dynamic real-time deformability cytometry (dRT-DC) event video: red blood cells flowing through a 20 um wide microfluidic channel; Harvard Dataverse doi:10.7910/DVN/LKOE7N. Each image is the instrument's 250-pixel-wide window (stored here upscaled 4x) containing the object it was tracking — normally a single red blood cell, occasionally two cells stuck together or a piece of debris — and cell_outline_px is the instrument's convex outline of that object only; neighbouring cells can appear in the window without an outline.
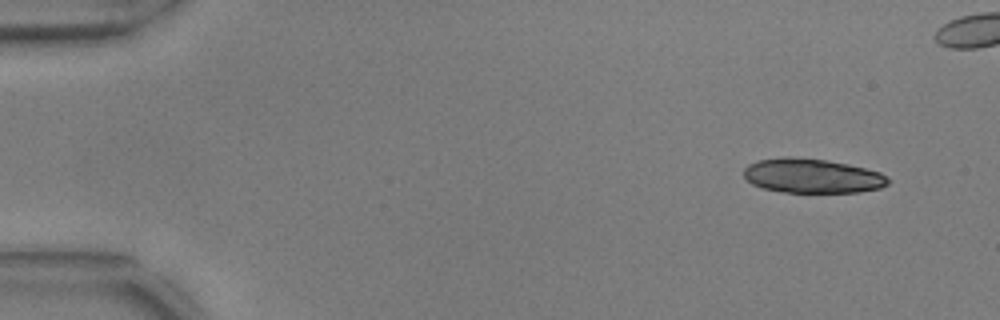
{"species": "common noctule bat (a hibernating species)", "species_latin": "Nyctalus noctula", "temperature_condition": "warm", "stored_images_in_passage": 27, "camera_frame_rate_fps": 3000, "um_per_image_px": 0.085, "animal": {"sex": "male", "body_mass_g": 17.9, "forearm_length_mm": 54.2}, "frame": {"image": 1, "passage_image": 1, "time_ms": 0.0, "image_size_px": [1000, 320], "cell_outline_px": [[888, 184], [880, 188], [860, 192], [784, 192], [764, 188], [752, 184], [744, 176], [744, 168], [748, 164], [756, 160], [784, 156], [788, 156], [824, 160], [848, 164], [880, 172], [888, 176]], "centroid_in_image_um": [69.02, 14.94], "position_along_channel_um": 16.0, "area_um2": 28.9}}